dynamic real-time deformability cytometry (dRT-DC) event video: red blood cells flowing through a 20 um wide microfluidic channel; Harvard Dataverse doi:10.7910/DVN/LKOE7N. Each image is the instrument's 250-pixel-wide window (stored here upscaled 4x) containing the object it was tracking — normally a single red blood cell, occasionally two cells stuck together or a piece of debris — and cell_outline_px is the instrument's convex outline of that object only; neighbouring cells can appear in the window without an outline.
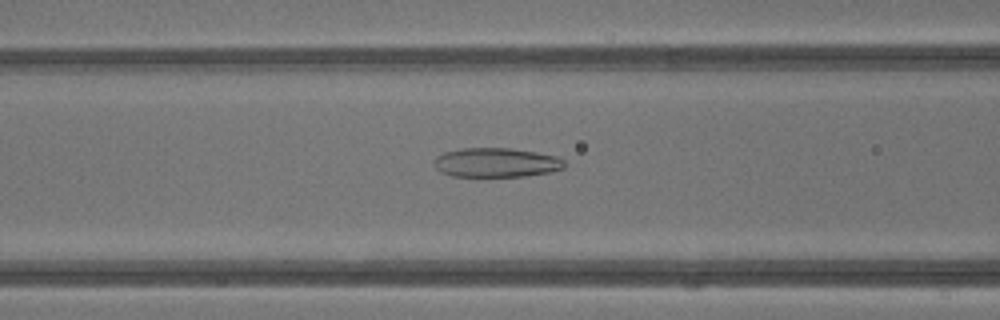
{"species": "common noctule bat (a hibernating species)", "species_latin": "Nyctalus noctula", "temperature_condition": "warm", "stored_images_in_passage": 34, "camera_frame_rate_fps": 3000, "um_per_image_px": 0.085, "animal": {"sex": "male", "body_mass_g": 13.3}, "frame": {"image": 1, "passage_image": 9, "time_ms": 2.667, "image_size_px": [1000, 320], "cell_outline_px": [[564, 168], [552, 172], [524, 176], [452, 176], [440, 172], [432, 164], [432, 160], [436, 156], [444, 152], [464, 148], [512, 148], [536, 152], [556, 156], [564, 160]], "centroid_in_image_um": [42.15, 13.81], "position_along_channel_um": 124.5, "area_um2": 22.43}}
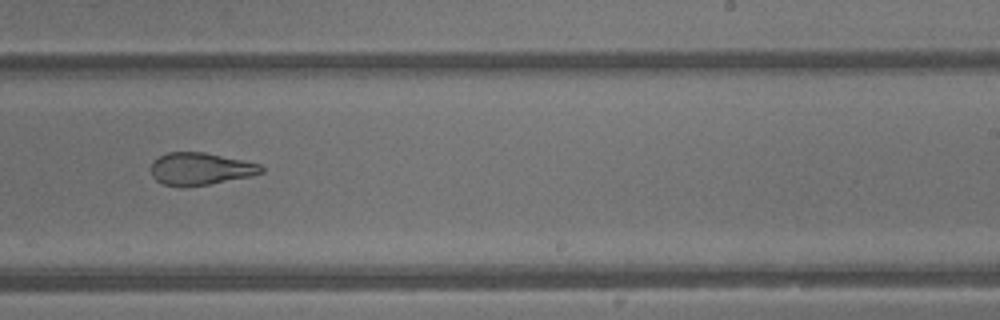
{"frame": {"image": 2, "passage_image": 18, "time_ms": 5.667, "image_size_px": [1000, 320], "cell_outline_px": [[264, 172], [252, 176], [208, 184], [164, 184], [156, 180], [152, 176], [152, 160], [168, 152], [204, 152], [244, 160], [260, 164], [264, 168]], "centroid_in_image_um": [17.08, 14.31], "position_along_channel_um": 271.9, "area_um2": 20.29}}
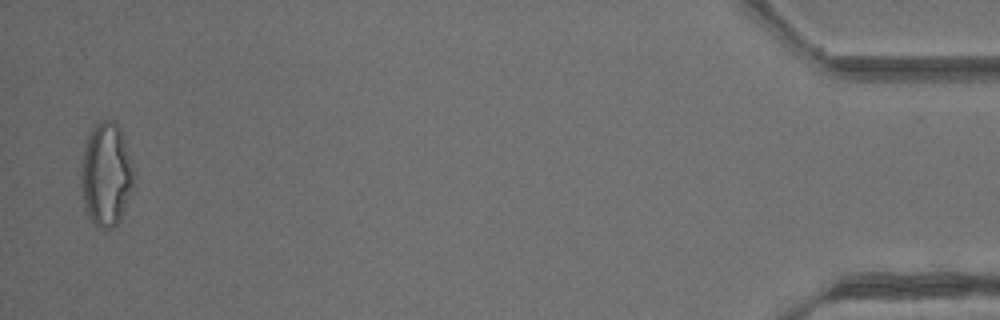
{"frame": {"image": 3, "passage_image": 33, "time_ms": 10.667, "image_size_px": [1000, 320], "cell_outline_px": [[136, 176], [124, 212], [120, 220], [112, 228], [104, 232], [96, 228], [92, 224], [88, 216], [84, 204], [80, 184], [80, 160], [84, 140], [92, 128], [100, 120], [112, 120], [120, 128], [132, 160]], "centroid_in_image_um": [9.0, 14.86], "position_along_channel_um": 426.2, "area_um2": 33.0}, "authors_computed_cell_mechanics": {"area_um2": 23.409, "velocity_mm_per_s": 4.9147, "shape_relaxation_time_tau1_ms": null, "shape_relaxation_time_tau2_ms": 1.7076, "deformation_change_tau1": null, "deformation_change_tau2": 0.1042}}